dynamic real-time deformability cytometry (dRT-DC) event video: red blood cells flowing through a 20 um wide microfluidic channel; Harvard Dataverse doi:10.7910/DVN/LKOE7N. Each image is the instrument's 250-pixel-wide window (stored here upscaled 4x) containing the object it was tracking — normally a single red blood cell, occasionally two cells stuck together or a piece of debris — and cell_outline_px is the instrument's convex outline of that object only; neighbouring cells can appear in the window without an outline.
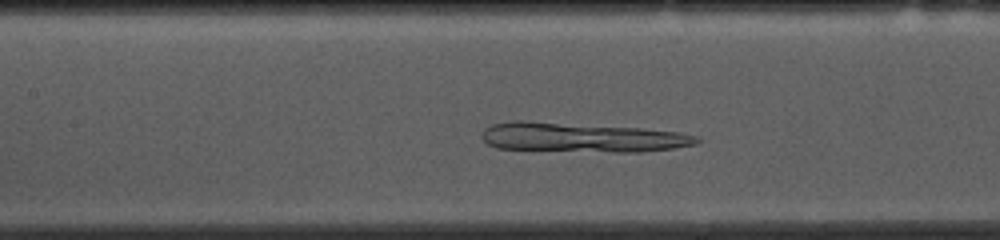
{"species": "common noctule bat (a hibernating species)", "species_latin": "Nyctalus noctula", "temperature_condition": "cold", "stored_images_in_passage": 37, "camera_frame_rate_fps": 3000, "um_per_image_px": 0.085, "animal": {"sex": "female", "body_mass_g": 10.0, "forearm_length_mm": 53.1}, "frame": {"image": 1, "passage_image": 16, "time_ms": 5.0, "image_size_px": [1000, 240], "cell_outline_px": [[700, 140], [696, 144], [672, 148], [640, 152], [612, 152], [496, 148], [488, 144], [480, 136], [484, 128], [492, 124], [512, 120], [524, 120], [640, 128], [680, 132], [700, 136]], "centroid_in_image_um": [49.44, 11.67], "position_along_channel_um": 158.0, "area_um2": 37.11}}